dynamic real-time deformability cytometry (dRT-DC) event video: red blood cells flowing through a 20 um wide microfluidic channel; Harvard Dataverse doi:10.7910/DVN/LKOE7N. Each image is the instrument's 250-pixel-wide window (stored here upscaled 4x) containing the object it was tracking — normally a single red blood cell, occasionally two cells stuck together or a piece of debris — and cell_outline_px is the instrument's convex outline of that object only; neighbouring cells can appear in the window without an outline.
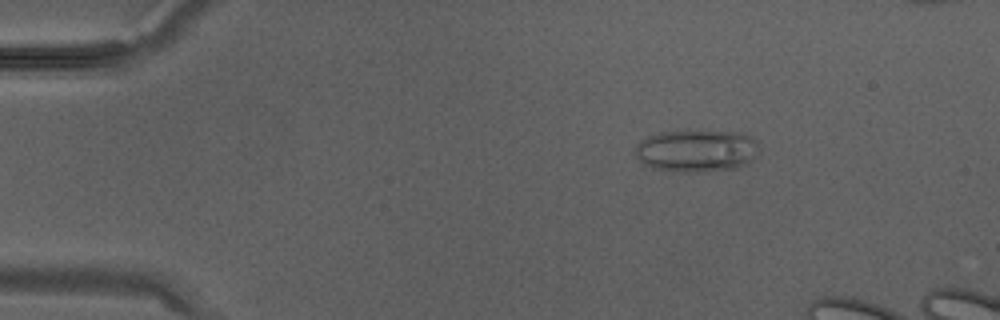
{"species": "Egyptian fruit bat (a non-hibernating species)", "species_latin": "Rousettus aegyptiacus", "temperature_condition": "warm", "stored_images_in_passage": 12, "camera_frame_rate_fps": 3000, "um_per_image_px": 0.085, "animal": {"sex": "male"}, "frame": {"image": 1, "passage_image": 6, "time_ms": 1.667, "image_size_px": [1000, 320], "cell_outline_px": [[756, 156], [748, 164], [736, 168], [704, 172], [676, 172], [652, 168], [640, 164], [636, 156], [636, 144], [640, 140], [648, 136], [660, 132], [684, 128], [688, 128], [740, 132], [756, 140]], "centroid_in_image_um": [59.16, 12.78], "position_along_channel_um": 25.8, "area_um2": 31.73}}